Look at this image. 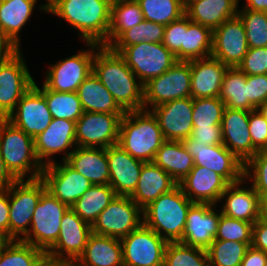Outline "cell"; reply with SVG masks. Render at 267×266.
<instances>
[{"instance_id": "4316f807", "label": "cell", "mask_w": 267, "mask_h": 266, "mask_svg": "<svg viewBox=\"0 0 267 266\" xmlns=\"http://www.w3.org/2000/svg\"><path fill=\"white\" fill-rule=\"evenodd\" d=\"M71 266H123L121 240L91 233L84 251Z\"/></svg>"}, {"instance_id": "ee69618b", "label": "cell", "mask_w": 267, "mask_h": 266, "mask_svg": "<svg viewBox=\"0 0 267 266\" xmlns=\"http://www.w3.org/2000/svg\"><path fill=\"white\" fill-rule=\"evenodd\" d=\"M46 253L22 240H12L0 254V266H35Z\"/></svg>"}, {"instance_id": "ffe728a7", "label": "cell", "mask_w": 267, "mask_h": 266, "mask_svg": "<svg viewBox=\"0 0 267 266\" xmlns=\"http://www.w3.org/2000/svg\"><path fill=\"white\" fill-rule=\"evenodd\" d=\"M75 130L76 122L53 118L50 125L34 138L36 156L43 166L54 162L50 158L54 154L65 152L62 161L70 156L73 147H77ZM70 148L71 152H68Z\"/></svg>"}, {"instance_id": "4dcf8cb0", "label": "cell", "mask_w": 267, "mask_h": 266, "mask_svg": "<svg viewBox=\"0 0 267 266\" xmlns=\"http://www.w3.org/2000/svg\"><path fill=\"white\" fill-rule=\"evenodd\" d=\"M239 0H187L185 14L188 18L212 31L238 14Z\"/></svg>"}, {"instance_id": "e0dca14e", "label": "cell", "mask_w": 267, "mask_h": 266, "mask_svg": "<svg viewBox=\"0 0 267 266\" xmlns=\"http://www.w3.org/2000/svg\"><path fill=\"white\" fill-rule=\"evenodd\" d=\"M41 178L47 191L69 208L93 185L65 161L44 166Z\"/></svg>"}, {"instance_id": "f6af8a7d", "label": "cell", "mask_w": 267, "mask_h": 266, "mask_svg": "<svg viewBox=\"0 0 267 266\" xmlns=\"http://www.w3.org/2000/svg\"><path fill=\"white\" fill-rule=\"evenodd\" d=\"M249 48L267 47V12L238 9Z\"/></svg>"}, {"instance_id": "5bb4252c", "label": "cell", "mask_w": 267, "mask_h": 266, "mask_svg": "<svg viewBox=\"0 0 267 266\" xmlns=\"http://www.w3.org/2000/svg\"><path fill=\"white\" fill-rule=\"evenodd\" d=\"M187 152L194 159V166L206 167L221 175L229 184L244 179V163H242L223 144L201 145L191 137L182 140Z\"/></svg>"}, {"instance_id": "680465c9", "label": "cell", "mask_w": 267, "mask_h": 266, "mask_svg": "<svg viewBox=\"0 0 267 266\" xmlns=\"http://www.w3.org/2000/svg\"><path fill=\"white\" fill-rule=\"evenodd\" d=\"M17 50L5 34L0 31V62L8 59Z\"/></svg>"}, {"instance_id": "9f6ffc18", "label": "cell", "mask_w": 267, "mask_h": 266, "mask_svg": "<svg viewBox=\"0 0 267 266\" xmlns=\"http://www.w3.org/2000/svg\"><path fill=\"white\" fill-rule=\"evenodd\" d=\"M240 266H267V253L251 245L248 247Z\"/></svg>"}, {"instance_id": "f546056e", "label": "cell", "mask_w": 267, "mask_h": 266, "mask_svg": "<svg viewBox=\"0 0 267 266\" xmlns=\"http://www.w3.org/2000/svg\"><path fill=\"white\" fill-rule=\"evenodd\" d=\"M177 183L154 162H145L140 171L135 191L130 198L141 208L169 192Z\"/></svg>"}, {"instance_id": "603a6c76", "label": "cell", "mask_w": 267, "mask_h": 266, "mask_svg": "<svg viewBox=\"0 0 267 266\" xmlns=\"http://www.w3.org/2000/svg\"><path fill=\"white\" fill-rule=\"evenodd\" d=\"M249 114L250 111L225 107L221 122L223 145L244 164L253 157Z\"/></svg>"}, {"instance_id": "be15d7a7", "label": "cell", "mask_w": 267, "mask_h": 266, "mask_svg": "<svg viewBox=\"0 0 267 266\" xmlns=\"http://www.w3.org/2000/svg\"><path fill=\"white\" fill-rule=\"evenodd\" d=\"M35 266H65V265L59 261H56L54 258L45 255Z\"/></svg>"}, {"instance_id": "4fadbf2b", "label": "cell", "mask_w": 267, "mask_h": 266, "mask_svg": "<svg viewBox=\"0 0 267 266\" xmlns=\"http://www.w3.org/2000/svg\"><path fill=\"white\" fill-rule=\"evenodd\" d=\"M120 240L123 266H163L168 242L143 223Z\"/></svg>"}, {"instance_id": "e7e4bbea", "label": "cell", "mask_w": 267, "mask_h": 266, "mask_svg": "<svg viewBox=\"0 0 267 266\" xmlns=\"http://www.w3.org/2000/svg\"><path fill=\"white\" fill-rule=\"evenodd\" d=\"M11 241L12 240L6 234L0 232V254Z\"/></svg>"}, {"instance_id": "74e56055", "label": "cell", "mask_w": 267, "mask_h": 266, "mask_svg": "<svg viewBox=\"0 0 267 266\" xmlns=\"http://www.w3.org/2000/svg\"><path fill=\"white\" fill-rule=\"evenodd\" d=\"M219 98L226 108L246 111L255 110L248 101L246 75L238 67H228L226 70Z\"/></svg>"}, {"instance_id": "ba28073f", "label": "cell", "mask_w": 267, "mask_h": 266, "mask_svg": "<svg viewBox=\"0 0 267 266\" xmlns=\"http://www.w3.org/2000/svg\"><path fill=\"white\" fill-rule=\"evenodd\" d=\"M119 54L143 85L178 62L163 43L142 42L125 47Z\"/></svg>"}, {"instance_id": "277c9868", "label": "cell", "mask_w": 267, "mask_h": 266, "mask_svg": "<svg viewBox=\"0 0 267 266\" xmlns=\"http://www.w3.org/2000/svg\"><path fill=\"white\" fill-rule=\"evenodd\" d=\"M192 204L177 184L142 209L143 224L167 242H181Z\"/></svg>"}, {"instance_id": "8992f818", "label": "cell", "mask_w": 267, "mask_h": 266, "mask_svg": "<svg viewBox=\"0 0 267 266\" xmlns=\"http://www.w3.org/2000/svg\"><path fill=\"white\" fill-rule=\"evenodd\" d=\"M9 238L20 240L30 229L35 207L41 195L47 190L43 179L15 180L8 188ZM29 227V228H28ZM20 235V236H19Z\"/></svg>"}, {"instance_id": "cb8c5ba5", "label": "cell", "mask_w": 267, "mask_h": 266, "mask_svg": "<svg viewBox=\"0 0 267 266\" xmlns=\"http://www.w3.org/2000/svg\"><path fill=\"white\" fill-rule=\"evenodd\" d=\"M109 165V185L116 195L130 196L137 186L145 162L132 157L119 145L106 148Z\"/></svg>"}, {"instance_id": "1f68e13d", "label": "cell", "mask_w": 267, "mask_h": 266, "mask_svg": "<svg viewBox=\"0 0 267 266\" xmlns=\"http://www.w3.org/2000/svg\"><path fill=\"white\" fill-rule=\"evenodd\" d=\"M153 162L179 184L194 167V159L182 141L165 140L157 150Z\"/></svg>"}, {"instance_id": "60d3db41", "label": "cell", "mask_w": 267, "mask_h": 266, "mask_svg": "<svg viewBox=\"0 0 267 266\" xmlns=\"http://www.w3.org/2000/svg\"><path fill=\"white\" fill-rule=\"evenodd\" d=\"M144 20L168 25L185 14L183 0H136Z\"/></svg>"}, {"instance_id": "e575fe53", "label": "cell", "mask_w": 267, "mask_h": 266, "mask_svg": "<svg viewBox=\"0 0 267 266\" xmlns=\"http://www.w3.org/2000/svg\"><path fill=\"white\" fill-rule=\"evenodd\" d=\"M213 31L191 21L184 31L183 46L175 54L177 61L189 62L211 56Z\"/></svg>"}, {"instance_id": "6125c7cd", "label": "cell", "mask_w": 267, "mask_h": 266, "mask_svg": "<svg viewBox=\"0 0 267 266\" xmlns=\"http://www.w3.org/2000/svg\"><path fill=\"white\" fill-rule=\"evenodd\" d=\"M243 9L267 12V0H246Z\"/></svg>"}, {"instance_id": "8d00e7d4", "label": "cell", "mask_w": 267, "mask_h": 266, "mask_svg": "<svg viewBox=\"0 0 267 266\" xmlns=\"http://www.w3.org/2000/svg\"><path fill=\"white\" fill-rule=\"evenodd\" d=\"M116 197L110 185H92L72 206L71 209L91 226L98 215Z\"/></svg>"}, {"instance_id": "d590c367", "label": "cell", "mask_w": 267, "mask_h": 266, "mask_svg": "<svg viewBox=\"0 0 267 266\" xmlns=\"http://www.w3.org/2000/svg\"><path fill=\"white\" fill-rule=\"evenodd\" d=\"M144 20L136 0H112L110 27L107 40L102 44L109 47L124 31L135 27Z\"/></svg>"}, {"instance_id": "484cf974", "label": "cell", "mask_w": 267, "mask_h": 266, "mask_svg": "<svg viewBox=\"0 0 267 266\" xmlns=\"http://www.w3.org/2000/svg\"><path fill=\"white\" fill-rule=\"evenodd\" d=\"M228 66L209 56L191 61L190 97H219L223 77Z\"/></svg>"}, {"instance_id": "7dc6e473", "label": "cell", "mask_w": 267, "mask_h": 266, "mask_svg": "<svg viewBox=\"0 0 267 266\" xmlns=\"http://www.w3.org/2000/svg\"><path fill=\"white\" fill-rule=\"evenodd\" d=\"M253 223L225 216L221 213L216 240L238 241L252 245Z\"/></svg>"}, {"instance_id": "5b68a950", "label": "cell", "mask_w": 267, "mask_h": 266, "mask_svg": "<svg viewBox=\"0 0 267 266\" xmlns=\"http://www.w3.org/2000/svg\"><path fill=\"white\" fill-rule=\"evenodd\" d=\"M0 151L6 169L16 179L40 178L44 166L36 156L34 139L7 119H0Z\"/></svg>"}, {"instance_id": "44dd1931", "label": "cell", "mask_w": 267, "mask_h": 266, "mask_svg": "<svg viewBox=\"0 0 267 266\" xmlns=\"http://www.w3.org/2000/svg\"><path fill=\"white\" fill-rule=\"evenodd\" d=\"M156 117L165 140L182 141L193 129V98L185 97L150 109Z\"/></svg>"}, {"instance_id": "7c38bea8", "label": "cell", "mask_w": 267, "mask_h": 266, "mask_svg": "<svg viewBox=\"0 0 267 266\" xmlns=\"http://www.w3.org/2000/svg\"><path fill=\"white\" fill-rule=\"evenodd\" d=\"M88 50L56 62L47 71L44 85L52 91L76 92L82 82L93 72L96 43H86ZM94 49V50H93Z\"/></svg>"}, {"instance_id": "6da1fadb", "label": "cell", "mask_w": 267, "mask_h": 266, "mask_svg": "<svg viewBox=\"0 0 267 266\" xmlns=\"http://www.w3.org/2000/svg\"><path fill=\"white\" fill-rule=\"evenodd\" d=\"M93 73L124 112L144 109V85L136 81L137 76L119 53L97 44Z\"/></svg>"}, {"instance_id": "9c48e42d", "label": "cell", "mask_w": 267, "mask_h": 266, "mask_svg": "<svg viewBox=\"0 0 267 266\" xmlns=\"http://www.w3.org/2000/svg\"><path fill=\"white\" fill-rule=\"evenodd\" d=\"M191 61H178L160 76L144 84V109L152 108L172 100L190 97ZM147 107V108H146Z\"/></svg>"}, {"instance_id": "ab89813d", "label": "cell", "mask_w": 267, "mask_h": 266, "mask_svg": "<svg viewBox=\"0 0 267 266\" xmlns=\"http://www.w3.org/2000/svg\"><path fill=\"white\" fill-rule=\"evenodd\" d=\"M165 25L148 20L124 31L109 47L120 53L125 47L142 42L162 43Z\"/></svg>"}, {"instance_id": "b9f144b4", "label": "cell", "mask_w": 267, "mask_h": 266, "mask_svg": "<svg viewBox=\"0 0 267 266\" xmlns=\"http://www.w3.org/2000/svg\"><path fill=\"white\" fill-rule=\"evenodd\" d=\"M163 266H209V257L206 249L168 242Z\"/></svg>"}, {"instance_id": "94428289", "label": "cell", "mask_w": 267, "mask_h": 266, "mask_svg": "<svg viewBox=\"0 0 267 266\" xmlns=\"http://www.w3.org/2000/svg\"><path fill=\"white\" fill-rule=\"evenodd\" d=\"M259 221L267 224V191L259 195Z\"/></svg>"}, {"instance_id": "03108f58", "label": "cell", "mask_w": 267, "mask_h": 266, "mask_svg": "<svg viewBox=\"0 0 267 266\" xmlns=\"http://www.w3.org/2000/svg\"><path fill=\"white\" fill-rule=\"evenodd\" d=\"M257 109L267 119V101L260 105Z\"/></svg>"}, {"instance_id": "816d5d0a", "label": "cell", "mask_w": 267, "mask_h": 266, "mask_svg": "<svg viewBox=\"0 0 267 266\" xmlns=\"http://www.w3.org/2000/svg\"><path fill=\"white\" fill-rule=\"evenodd\" d=\"M249 132L253 144V156L258 151L267 150V119L258 109L250 111Z\"/></svg>"}, {"instance_id": "6f0895ef", "label": "cell", "mask_w": 267, "mask_h": 266, "mask_svg": "<svg viewBox=\"0 0 267 266\" xmlns=\"http://www.w3.org/2000/svg\"><path fill=\"white\" fill-rule=\"evenodd\" d=\"M252 246L267 253V224L257 220L253 224Z\"/></svg>"}, {"instance_id": "9a60e30c", "label": "cell", "mask_w": 267, "mask_h": 266, "mask_svg": "<svg viewBox=\"0 0 267 266\" xmlns=\"http://www.w3.org/2000/svg\"><path fill=\"white\" fill-rule=\"evenodd\" d=\"M91 233V225L68 208L61 220L58 239L46 255L65 266H71L84 251Z\"/></svg>"}, {"instance_id": "7a4b0ae2", "label": "cell", "mask_w": 267, "mask_h": 266, "mask_svg": "<svg viewBox=\"0 0 267 266\" xmlns=\"http://www.w3.org/2000/svg\"><path fill=\"white\" fill-rule=\"evenodd\" d=\"M40 9L63 18L86 43L102 45L110 27L112 0H47Z\"/></svg>"}, {"instance_id": "3957f363", "label": "cell", "mask_w": 267, "mask_h": 266, "mask_svg": "<svg viewBox=\"0 0 267 266\" xmlns=\"http://www.w3.org/2000/svg\"><path fill=\"white\" fill-rule=\"evenodd\" d=\"M164 141L158 121L149 109L125 112L122 116L117 145L135 159L153 162Z\"/></svg>"}, {"instance_id": "f907efd6", "label": "cell", "mask_w": 267, "mask_h": 266, "mask_svg": "<svg viewBox=\"0 0 267 266\" xmlns=\"http://www.w3.org/2000/svg\"><path fill=\"white\" fill-rule=\"evenodd\" d=\"M237 67L245 75L267 74V47L248 48L242 62Z\"/></svg>"}, {"instance_id": "52a82bcc", "label": "cell", "mask_w": 267, "mask_h": 266, "mask_svg": "<svg viewBox=\"0 0 267 266\" xmlns=\"http://www.w3.org/2000/svg\"><path fill=\"white\" fill-rule=\"evenodd\" d=\"M68 208L46 190L35 207L29 232L20 240L46 253L58 239L61 220Z\"/></svg>"}, {"instance_id": "d6986e66", "label": "cell", "mask_w": 267, "mask_h": 266, "mask_svg": "<svg viewBox=\"0 0 267 266\" xmlns=\"http://www.w3.org/2000/svg\"><path fill=\"white\" fill-rule=\"evenodd\" d=\"M6 119L34 139L50 125L53 117L45 96L32 86Z\"/></svg>"}, {"instance_id": "91938a15", "label": "cell", "mask_w": 267, "mask_h": 266, "mask_svg": "<svg viewBox=\"0 0 267 266\" xmlns=\"http://www.w3.org/2000/svg\"><path fill=\"white\" fill-rule=\"evenodd\" d=\"M16 179L6 169L3 157L0 151V188H8Z\"/></svg>"}, {"instance_id": "ac0fdd59", "label": "cell", "mask_w": 267, "mask_h": 266, "mask_svg": "<svg viewBox=\"0 0 267 266\" xmlns=\"http://www.w3.org/2000/svg\"><path fill=\"white\" fill-rule=\"evenodd\" d=\"M248 48L245 27L238 15L213 30L211 56L228 67H237Z\"/></svg>"}, {"instance_id": "f5cc1de1", "label": "cell", "mask_w": 267, "mask_h": 266, "mask_svg": "<svg viewBox=\"0 0 267 266\" xmlns=\"http://www.w3.org/2000/svg\"><path fill=\"white\" fill-rule=\"evenodd\" d=\"M248 101L257 109L267 101V74L246 75Z\"/></svg>"}, {"instance_id": "f35d334b", "label": "cell", "mask_w": 267, "mask_h": 266, "mask_svg": "<svg viewBox=\"0 0 267 266\" xmlns=\"http://www.w3.org/2000/svg\"><path fill=\"white\" fill-rule=\"evenodd\" d=\"M34 86L45 96L53 118L76 122L83 115L84 111L77 92L52 91L44 84L42 88H39L36 83Z\"/></svg>"}, {"instance_id": "681fc988", "label": "cell", "mask_w": 267, "mask_h": 266, "mask_svg": "<svg viewBox=\"0 0 267 266\" xmlns=\"http://www.w3.org/2000/svg\"><path fill=\"white\" fill-rule=\"evenodd\" d=\"M190 22L191 20L184 14L179 19L165 25L162 43L174 55L183 46L184 31H187Z\"/></svg>"}, {"instance_id": "d4e9b609", "label": "cell", "mask_w": 267, "mask_h": 266, "mask_svg": "<svg viewBox=\"0 0 267 266\" xmlns=\"http://www.w3.org/2000/svg\"><path fill=\"white\" fill-rule=\"evenodd\" d=\"M178 185L191 202L215 205L229 183L206 167L194 166Z\"/></svg>"}, {"instance_id": "7bdbcfd3", "label": "cell", "mask_w": 267, "mask_h": 266, "mask_svg": "<svg viewBox=\"0 0 267 266\" xmlns=\"http://www.w3.org/2000/svg\"><path fill=\"white\" fill-rule=\"evenodd\" d=\"M248 247L238 241L215 239L206 249L209 266H240Z\"/></svg>"}, {"instance_id": "bcb514c9", "label": "cell", "mask_w": 267, "mask_h": 266, "mask_svg": "<svg viewBox=\"0 0 267 266\" xmlns=\"http://www.w3.org/2000/svg\"><path fill=\"white\" fill-rule=\"evenodd\" d=\"M224 109L219 97L193 99V128L221 125Z\"/></svg>"}, {"instance_id": "11a10c76", "label": "cell", "mask_w": 267, "mask_h": 266, "mask_svg": "<svg viewBox=\"0 0 267 266\" xmlns=\"http://www.w3.org/2000/svg\"><path fill=\"white\" fill-rule=\"evenodd\" d=\"M9 197L8 189L0 188V232L9 237Z\"/></svg>"}, {"instance_id": "836d02e7", "label": "cell", "mask_w": 267, "mask_h": 266, "mask_svg": "<svg viewBox=\"0 0 267 266\" xmlns=\"http://www.w3.org/2000/svg\"><path fill=\"white\" fill-rule=\"evenodd\" d=\"M37 0H0V31L20 49L19 32L29 20Z\"/></svg>"}, {"instance_id": "d6a6232c", "label": "cell", "mask_w": 267, "mask_h": 266, "mask_svg": "<svg viewBox=\"0 0 267 266\" xmlns=\"http://www.w3.org/2000/svg\"><path fill=\"white\" fill-rule=\"evenodd\" d=\"M76 92L84 112L125 114L93 72L82 82Z\"/></svg>"}, {"instance_id": "30bf717a", "label": "cell", "mask_w": 267, "mask_h": 266, "mask_svg": "<svg viewBox=\"0 0 267 266\" xmlns=\"http://www.w3.org/2000/svg\"><path fill=\"white\" fill-rule=\"evenodd\" d=\"M34 83L20 49L0 62V119L12 114L18 101Z\"/></svg>"}, {"instance_id": "2e32d148", "label": "cell", "mask_w": 267, "mask_h": 266, "mask_svg": "<svg viewBox=\"0 0 267 266\" xmlns=\"http://www.w3.org/2000/svg\"><path fill=\"white\" fill-rule=\"evenodd\" d=\"M123 115L83 112L76 121V145L90 148H108L116 145Z\"/></svg>"}, {"instance_id": "c3c4849f", "label": "cell", "mask_w": 267, "mask_h": 266, "mask_svg": "<svg viewBox=\"0 0 267 266\" xmlns=\"http://www.w3.org/2000/svg\"><path fill=\"white\" fill-rule=\"evenodd\" d=\"M244 178L252 181L258 195L267 191V150L258 151L244 164Z\"/></svg>"}, {"instance_id": "8fae6325", "label": "cell", "mask_w": 267, "mask_h": 266, "mask_svg": "<svg viewBox=\"0 0 267 266\" xmlns=\"http://www.w3.org/2000/svg\"><path fill=\"white\" fill-rule=\"evenodd\" d=\"M141 214L130 196L116 195L91 226L92 233L121 239L143 223Z\"/></svg>"}, {"instance_id": "7402d4cb", "label": "cell", "mask_w": 267, "mask_h": 266, "mask_svg": "<svg viewBox=\"0 0 267 266\" xmlns=\"http://www.w3.org/2000/svg\"><path fill=\"white\" fill-rule=\"evenodd\" d=\"M208 203H193L188 212L181 243L207 249L215 240L221 212Z\"/></svg>"}, {"instance_id": "f1b7e54d", "label": "cell", "mask_w": 267, "mask_h": 266, "mask_svg": "<svg viewBox=\"0 0 267 266\" xmlns=\"http://www.w3.org/2000/svg\"><path fill=\"white\" fill-rule=\"evenodd\" d=\"M65 162L93 185H109V165L106 148L79 147Z\"/></svg>"}, {"instance_id": "83f0119b", "label": "cell", "mask_w": 267, "mask_h": 266, "mask_svg": "<svg viewBox=\"0 0 267 266\" xmlns=\"http://www.w3.org/2000/svg\"><path fill=\"white\" fill-rule=\"evenodd\" d=\"M245 180L227 186L220 197V201L225 198L220 211L225 216L254 224L259 218V195L252 186L249 189L241 186Z\"/></svg>"}, {"instance_id": "db71d44e", "label": "cell", "mask_w": 267, "mask_h": 266, "mask_svg": "<svg viewBox=\"0 0 267 266\" xmlns=\"http://www.w3.org/2000/svg\"><path fill=\"white\" fill-rule=\"evenodd\" d=\"M190 137L201 145L223 144L221 125L193 128Z\"/></svg>"}]
</instances>
